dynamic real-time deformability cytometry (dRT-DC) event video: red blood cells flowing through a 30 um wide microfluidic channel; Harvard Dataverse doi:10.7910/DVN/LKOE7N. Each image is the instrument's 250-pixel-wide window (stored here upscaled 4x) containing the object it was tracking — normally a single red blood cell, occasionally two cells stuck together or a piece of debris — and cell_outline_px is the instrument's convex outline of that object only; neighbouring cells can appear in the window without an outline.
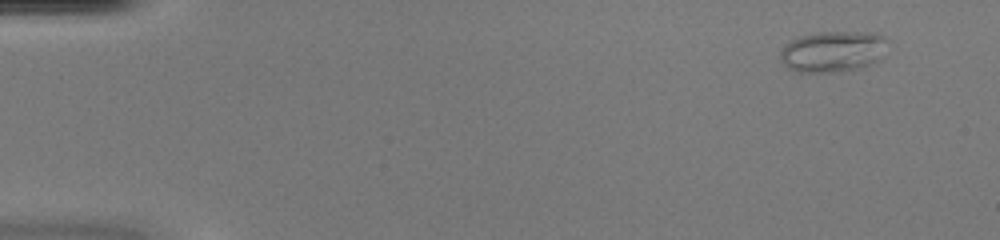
{"species": "common noctule bat (a hibernating species)", "species_latin": "Nyctalus noctula", "temperature_condition": "warm", "stored_images_in_passage": 48, "camera_frame_rate_fps": 3000, "um_per_image_px": 0.085, "animal": {"sex": "female", "body_mass_g": 20.0, "forearm_length_mm": 54.0}, "frame": {"image": 1, "passage_image": 1, "time_ms": 0.0, "image_size_px": [1000, 240], "cell_outline_px": [[872, 40], [848, 64], [840, 68], [796, 68], [788, 64], [784, 56], [784, 48], [796, 40], [808, 36], [872, 36]], "centroid_in_image_um": [70.1, 4.35], "position_along_channel_um": 14.9, "area_um2": 16.24}}
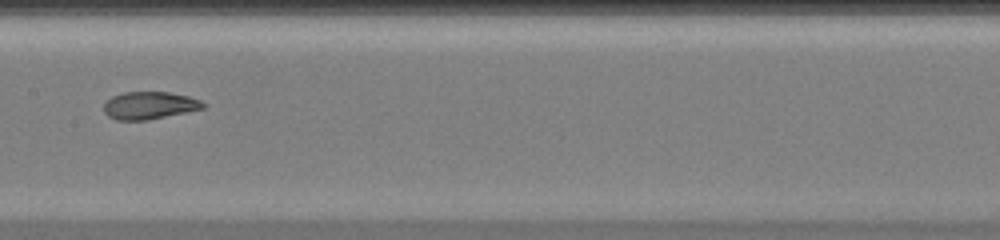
{"frame": {"image": 2, "passage_image": 24, "time_ms": 7.667, "image_size_px": [1000, 240], "cell_outline_px": [[204, 108], [144, 120], [120, 120], [108, 116], [104, 108], [104, 104], [108, 100], [116, 96], [128, 92], [164, 92], [188, 96], [204, 104]], "centroid_in_image_um": [12.67, 8.96], "position_along_channel_um": 194.7, "area_um2": 15.14}}
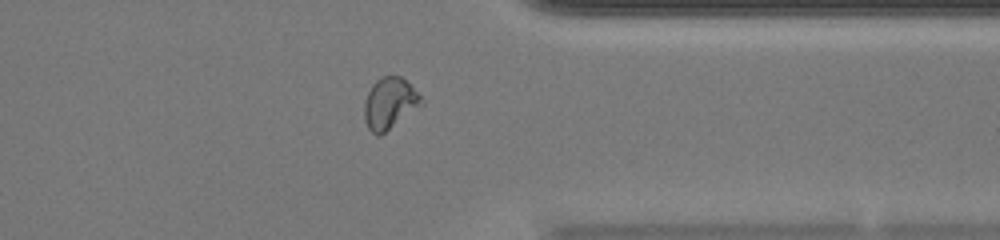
{"frame": {"image": 3, "passage_image": 38, "time_ms": 12.333, "image_size_px": [1000, 240], "cell_outline_px": [[420, 96], [380, 136], [372, 132], [368, 128], [364, 116], [364, 104], [368, 92], [376, 80], [384, 76], [400, 76]], "centroid_in_image_um": [32.93, 8.72], "position_along_channel_um": 378.5, "area_um2": 15.03}, "authors_computed_cell_mechanics": {"area_um2": 15.5193, "velocity_mm_per_s": 4.047, "shape_relaxation_time_tau1_ms": null, "shape_relaxation_time_tau2_ms": 1.0142, "deformation_change_tau1": null, "deformation_change_tau2": 0.0557}}